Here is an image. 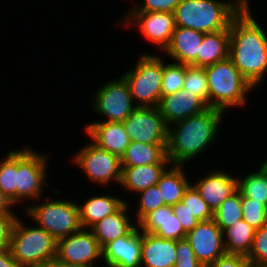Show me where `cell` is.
I'll list each match as a JSON object with an SVG mask.
<instances>
[{
    "label": "cell",
    "mask_w": 267,
    "mask_h": 267,
    "mask_svg": "<svg viewBox=\"0 0 267 267\" xmlns=\"http://www.w3.org/2000/svg\"><path fill=\"white\" fill-rule=\"evenodd\" d=\"M250 3L252 1L229 26V58L246 80L257 88L267 77V32L253 15Z\"/></svg>",
    "instance_id": "6da1fadb"
},
{
    "label": "cell",
    "mask_w": 267,
    "mask_h": 267,
    "mask_svg": "<svg viewBox=\"0 0 267 267\" xmlns=\"http://www.w3.org/2000/svg\"><path fill=\"white\" fill-rule=\"evenodd\" d=\"M129 202L131 201L126 202L117 212L106 216L90 228L102 248L109 242L127 235L137 225L129 214L134 204L131 203L130 206Z\"/></svg>",
    "instance_id": "7402d4cb"
},
{
    "label": "cell",
    "mask_w": 267,
    "mask_h": 267,
    "mask_svg": "<svg viewBox=\"0 0 267 267\" xmlns=\"http://www.w3.org/2000/svg\"><path fill=\"white\" fill-rule=\"evenodd\" d=\"M139 194V195H138ZM136 198H138L135 204L136 207L133 208V217L135 222L138 223L145 215L157 208L164 206L163 197L160 194V190L157 185L151 186L139 193H137ZM136 214V215H135Z\"/></svg>",
    "instance_id": "836d02e7"
},
{
    "label": "cell",
    "mask_w": 267,
    "mask_h": 267,
    "mask_svg": "<svg viewBox=\"0 0 267 267\" xmlns=\"http://www.w3.org/2000/svg\"><path fill=\"white\" fill-rule=\"evenodd\" d=\"M83 129L88 139L98 147L119 157L130 144L123 122H87Z\"/></svg>",
    "instance_id": "e0dca14e"
},
{
    "label": "cell",
    "mask_w": 267,
    "mask_h": 267,
    "mask_svg": "<svg viewBox=\"0 0 267 267\" xmlns=\"http://www.w3.org/2000/svg\"><path fill=\"white\" fill-rule=\"evenodd\" d=\"M241 193L237 190L214 212L216 224L224 232L232 224L242 219Z\"/></svg>",
    "instance_id": "4dcf8cb0"
},
{
    "label": "cell",
    "mask_w": 267,
    "mask_h": 267,
    "mask_svg": "<svg viewBox=\"0 0 267 267\" xmlns=\"http://www.w3.org/2000/svg\"><path fill=\"white\" fill-rule=\"evenodd\" d=\"M58 199L45 195L22 213L26 214L24 217L29 218L28 221L46 230L56 241L82 228L78 202L70 198Z\"/></svg>",
    "instance_id": "52a82bcc"
},
{
    "label": "cell",
    "mask_w": 267,
    "mask_h": 267,
    "mask_svg": "<svg viewBox=\"0 0 267 267\" xmlns=\"http://www.w3.org/2000/svg\"><path fill=\"white\" fill-rule=\"evenodd\" d=\"M251 261L244 255L225 254L217 258L208 267H249Z\"/></svg>",
    "instance_id": "60d3db41"
},
{
    "label": "cell",
    "mask_w": 267,
    "mask_h": 267,
    "mask_svg": "<svg viewBox=\"0 0 267 267\" xmlns=\"http://www.w3.org/2000/svg\"><path fill=\"white\" fill-rule=\"evenodd\" d=\"M89 143V144H88ZM72 164L83 173L87 181L100 188L120 184L122 175L121 157L98 147L92 141L80 147L75 155L70 157ZM115 183V184H114ZM106 185V186H105Z\"/></svg>",
    "instance_id": "9c48e42d"
},
{
    "label": "cell",
    "mask_w": 267,
    "mask_h": 267,
    "mask_svg": "<svg viewBox=\"0 0 267 267\" xmlns=\"http://www.w3.org/2000/svg\"><path fill=\"white\" fill-rule=\"evenodd\" d=\"M55 259L69 264L100 267L103 262L102 247L91 229L81 228L57 241Z\"/></svg>",
    "instance_id": "7c38bea8"
},
{
    "label": "cell",
    "mask_w": 267,
    "mask_h": 267,
    "mask_svg": "<svg viewBox=\"0 0 267 267\" xmlns=\"http://www.w3.org/2000/svg\"><path fill=\"white\" fill-rule=\"evenodd\" d=\"M172 209L186 233L193 230L200 222L193 214L190 213L182 201L173 205Z\"/></svg>",
    "instance_id": "ab89813d"
},
{
    "label": "cell",
    "mask_w": 267,
    "mask_h": 267,
    "mask_svg": "<svg viewBox=\"0 0 267 267\" xmlns=\"http://www.w3.org/2000/svg\"><path fill=\"white\" fill-rule=\"evenodd\" d=\"M204 33L176 26L171 41L162 54L173 62L196 67V58L202 45Z\"/></svg>",
    "instance_id": "d6986e66"
},
{
    "label": "cell",
    "mask_w": 267,
    "mask_h": 267,
    "mask_svg": "<svg viewBox=\"0 0 267 267\" xmlns=\"http://www.w3.org/2000/svg\"><path fill=\"white\" fill-rule=\"evenodd\" d=\"M183 0H142L132 2L125 12H168L173 13L176 6Z\"/></svg>",
    "instance_id": "74e56055"
},
{
    "label": "cell",
    "mask_w": 267,
    "mask_h": 267,
    "mask_svg": "<svg viewBox=\"0 0 267 267\" xmlns=\"http://www.w3.org/2000/svg\"><path fill=\"white\" fill-rule=\"evenodd\" d=\"M103 194L98 192L97 195H92L78 202L80 223L82 228L90 229L98 221L106 216L112 215L117 212L128 200L120 197L119 195L109 194L111 192L102 191Z\"/></svg>",
    "instance_id": "44dd1931"
},
{
    "label": "cell",
    "mask_w": 267,
    "mask_h": 267,
    "mask_svg": "<svg viewBox=\"0 0 267 267\" xmlns=\"http://www.w3.org/2000/svg\"><path fill=\"white\" fill-rule=\"evenodd\" d=\"M256 229L243 219L232 224L224 232V246L226 254L248 256Z\"/></svg>",
    "instance_id": "f1b7e54d"
},
{
    "label": "cell",
    "mask_w": 267,
    "mask_h": 267,
    "mask_svg": "<svg viewBox=\"0 0 267 267\" xmlns=\"http://www.w3.org/2000/svg\"><path fill=\"white\" fill-rule=\"evenodd\" d=\"M120 16L117 25L125 27L132 26L140 32L141 37L151 42L159 52H163L169 45L172 33L176 27L174 13L168 12H125ZM121 22V23H120ZM128 25V26H127Z\"/></svg>",
    "instance_id": "8fae6325"
},
{
    "label": "cell",
    "mask_w": 267,
    "mask_h": 267,
    "mask_svg": "<svg viewBox=\"0 0 267 267\" xmlns=\"http://www.w3.org/2000/svg\"><path fill=\"white\" fill-rule=\"evenodd\" d=\"M176 253L177 261L174 267H205L196 259L186 238L176 241Z\"/></svg>",
    "instance_id": "f35d334b"
},
{
    "label": "cell",
    "mask_w": 267,
    "mask_h": 267,
    "mask_svg": "<svg viewBox=\"0 0 267 267\" xmlns=\"http://www.w3.org/2000/svg\"><path fill=\"white\" fill-rule=\"evenodd\" d=\"M90 98L92 112L103 117L93 122H123L136 108L129 86L122 76L105 82Z\"/></svg>",
    "instance_id": "30bf717a"
},
{
    "label": "cell",
    "mask_w": 267,
    "mask_h": 267,
    "mask_svg": "<svg viewBox=\"0 0 267 267\" xmlns=\"http://www.w3.org/2000/svg\"><path fill=\"white\" fill-rule=\"evenodd\" d=\"M210 170L212 172L206 171L205 175L192 180L191 184L214 213L227 198L238 190L237 176L232 172L229 173L225 168Z\"/></svg>",
    "instance_id": "2e32d148"
},
{
    "label": "cell",
    "mask_w": 267,
    "mask_h": 267,
    "mask_svg": "<svg viewBox=\"0 0 267 267\" xmlns=\"http://www.w3.org/2000/svg\"><path fill=\"white\" fill-rule=\"evenodd\" d=\"M183 89L196 95L209 107V90L205 68L185 65Z\"/></svg>",
    "instance_id": "d6a6232c"
},
{
    "label": "cell",
    "mask_w": 267,
    "mask_h": 267,
    "mask_svg": "<svg viewBox=\"0 0 267 267\" xmlns=\"http://www.w3.org/2000/svg\"><path fill=\"white\" fill-rule=\"evenodd\" d=\"M0 267H20L9 248L0 249Z\"/></svg>",
    "instance_id": "ee69618b"
},
{
    "label": "cell",
    "mask_w": 267,
    "mask_h": 267,
    "mask_svg": "<svg viewBox=\"0 0 267 267\" xmlns=\"http://www.w3.org/2000/svg\"><path fill=\"white\" fill-rule=\"evenodd\" d=\"M31 224L17 216L9 250L20 267H45L56 256L57 241L43 228Z\"/></svg>",
    "instance_id": "5b68a950"
},
{
    "label": "cell",
    "mask_w": 267,
    "mask_h": 267,
    "mask_svg": "<svg viewBox=\"0 0 267 267\" xmlns=\"http://www.w3.org/2000/svg\"><path fill=\"white\" fill-rule=\"evenodd\" d=\"M17 214H0V249L9 248L10 234Z\"/></svg>",
    "instance_id": "b9f144b4"
},
{
    "label": "cell",
    "mask_w": 267,
    "mask_h": 267,
    "mask_svg": "<svg viewBox=\"0 0 267 267\" xmlns=\"http://www.w3.org/2000/svg\"><path fill=\"white\" fill-rule=\"evenodd\" d=\"M167 144H143L130 142L121 156L122 167L149 164H171L166 156Z\"/></svg>",
    "instance_id": "484cf974"
},
{
    "label": "cell",
    "mask_w": 267,
    "mask_h": 267,
    "mask_svg": "<svg viewBox=\"0 0 267 267\" xmlns=\"http://www.w3.org/2000/svg\"><path fill=\"white\" fill-rule=\"evenodd\" d=\"M181 201L199 221H208L214 218V213L192 184L186 189Z\"/></svg>",
    "instance_id": "e575fe53"
},
{
    "label": "cell",
    "mask_w": 267,
    "mask_h": 267,
    "mask_svg": "<svg viewBox=\"0 0 267 267\" xmlns=\"http://www.w3.org/2000/svg\"><path fill=\"white\" fill-rule=\"evenodd\" d=\"M48 158L49 155L33 150L30 146L28 148L25 144L21 149L16 147V207L23 206V208L19 206L21 211L23 209L22 212L33 201L45 197L44 188L49 187L50 183L48 165L51 161Z\"/></svg>",
    "instance_id": "8992f818"
},
{
    "label": "cell",
    "mask_w": 267,
    "mask_h": 267,
    "mask_svg": "<svg viewBox=\"0 0 267 267\" xmlns=\"http://www.w3.org/2000/svg\"><path fill=\"white\" fill-rule=\"evenodd\" d=\"M241 207L242 219L256 230L267 224V207L264 204L241 195Z\"/></svg>",
    "instance_id": "d590c367"
},
{
    "label": "cell",
    "mask_w": 267,
    "mask_h": 267,
    "mask_svg": "<svg viewBox=\"0 0 267 267\" xmlns=\"http://www.w3.org/2000/svg\"><path fill=\"white\" fill-rule=\"evenodd\" d=\"M142 231L136 225L127 235L102 248L103 267H141Z\"/></svg>",
    "instance_id": "9a60e30c"
},
{
    "label": "cell",
    "mask_w": 267,
    "mask_h": 267,
    "mask_svg": "<svg viewBox=\"0 0 267 267\" xmlns=\"http://www.w3.org/2000/svg\"><path fill=\"white\" fill-rule=\"evenodd\" d=\"M247 258L253 265L267 267V224L255 231L253 244Z\"/></svg>",
    "instance_id": "8d00e7d4"
},
{
    "label": "cell",
    "mask_w": 267,
    "mask_h": 267,
    "mask_svg": "<svg viewBox=\"0 0 267 267\" xmlns=\"http://www.w3.org/2000/svg\"><path fill=\"white\" fill-rule=\"evenodd\" d=\"M163 59V80L161 82V97L182 90L185 81V65Z\"/></svg>",
    "instance_id": "1f68e13d"
},
{
    "label": "cell",
    "mask_w": 267,
    "mask_h": 267,
    "mask_svg": "<svg viewBox=\"0 0 267 267\" xmlns=\"http://www.w3.org/2000/svg\"><path fill=\"white\" fill-rule=\"evenodd\" d=\"M185 238L196 259L205 267L226 254L223 231L214 219L200 221L193 230L186 233Z\"/></svg>",
    "instance_id": "5bb4252c"
},
{
    "label": "cell",
    "mask_w": 267,
    "mask_h": 267,
    "mask_svg": "<svg viewBox=\"0 0 267 267\" xmlns=\"http://www.w3.org/2000/svg\"><path fill=\"white\" fill-rule=\"evenodd\" d=\"M256 167L251 170V173L237 176V188L241 195L254 199L267 207V156Z\"/></svg>",
    "instance_id": "83f0119b"
},
{
    "label": "cell",
    "mask_w": 267,
    "mask_h": 267,
    "mask_svg": "<svg viewBox=\"0 0 267 267\" xmlns=\"http://www.w3.org/2000/svg\"><path fill=\"white\" fill-rule=\"evenodd\" d=\"M205 70L210 108H217L227 113L232 108L243 109L249 105L248 100L255 88L239 72L229 57L205 67Z\"/></svg>",
    "instance_id": "277c9868"
},
{
    "label": "cell",
    "mask_w": 267,
    "mask_h": 267,
    "mask_svg": "<svg viewBox=\"0 0 267 267\" xmlns=\"http://www.w3.org/2000/svg\"><path fill=\"white\" fill-rule=\"evenodd\" d=\"M185 171L184 166L170 165L161 175L156 185L165 205L173 206L182 200L186 189L191 184L188 169L187 172Z\"/></svg>",
    "instance_id": "d4e9b609"
},
{
    "label": "cell",
    "mask_w": 267,
    "mask_h": 267,
    "mask_svg": "<svg viewBox=\"0 0 267 267\" xmlns=\"http://www.w3.org/2000/svg\"><path fill=\"white\" fill-rule=\"evenodd\" d=\"M141 53L122 77L127 82L136 107H158L163 80V54Z\"/></svg>",
    "instance_id": "ba28073f"
},
{
    "label": "cell",
    "mask_w": 267,
    "mask_h": 267,
    "mask_svg": "<svg viewBox=\"0 0 267 267\" xmlns=\"http://www.w3.org/2000/svg\"><path fill=\"white\" fill-rule=\"evenodd\" d=\"M45 267H87L79 264H69L62 261H59L57 259H53L50 261Z\"/></svg>",
    "instance_id": "f6af8a7d"
},
{
    "label": "cell",
    "mask_w": 267,
    "mask_h": 267,
    "mask_svg": "<svg viewBox=\"0 0 267 267\" xmlns=\"http://www.w3.org/2000/svg\"><path fill=\"white\" fill-rule=\"evenodd\" d=\"M158 108L165 123L169 126L177 121L197 115L209 107L196 95L182 89L174 94L161 97Z\"/></svg>",
    "instance_id": "ac0fdd59"
},
{
    "label": "cell",
    "mask_w": 267,
    "mask_h": 267,
    "mask_svg": "<svg viewBox=\"0 0 267 267\" xmlns=\"http://www.w3.org/2000/svg\"><path fill=\"white\" fill-rule=\"evenodd\" d=\"M140 231L154 233L155 235L169 240H181L186 237V232L172 206L164 205L145 215L138 223Z\"/></svg>",
    "instance_id": "ffe728a7"
},
{
    "label": "cell",
    "mask_w": 267,
    "mask_h": 267,
    "mask_svg": "<svg viewBox=\"0 0 267 267\" xmlns=\"http://www.w3.org/2000/svg\"><path fill=\"white\" fill-rule=\"evenodd\" d=\"M130 142L167 144L168 125L158 107H136L123 121Z\"/></svg>",
    "instance_id": "4fadbf2b"
},
{
    "label": "cell",
    "mask_w": 267,
    "mask_h": 267,
    "mask_svg": "<svg viewBox=\"0 0 267 267\" xmlns=\"http://www.w3.org/2000/svg\"><path fill=\"white\" fill-rule=\"evenodd\" d=\"M176 241L142 232L141 267H174Z\"/></svg>",
    "instance_id": "603a6c76"
},
{
    "label": "cell",
    "mask_w": 267,
    "mask_h": 267,
    "mask_svg": "<svg viewBox=\"0 0 267 267\" xmlns=\"http://www.w3.org/2000/svg\"><path fill=\"white\" fill-rule=\"evenodd\" d=\"M249 267H266V266H256V265L251 264Z\"/></svg>",
    "instance_id": "bcb514c9"
},
{
    "label": "cell",
    "mask_w": 267,
    "mask_h": 267,
    "mask_svg": "<svg viewBox=\"0 0 267 267\" xmlns=\"http://www.w3.org/2000/svg\"><path fill=\"white\" fill-rule=\"evenodd\" d=\"M0 158V190L16 206V148Z\"/></svg>",
    "instance_id": "f546056e"
},
{
    "label": "cell",
    "mask_w": 267,
    "mask_h": 267,
    "mask_svg": "<svg viewBox=\"0 0 267 267\" xmlns=\"http://www.w3.org/2000/svg\"><path fill=\"white\" fill-rule=\"evenodd\" d=\"M250 0H183L174 10L176 26L204 34L229 29Z\"/></svg>",
    "instance_id": "3957f363"
},
{
    "label": "cell",
    "mask_w": 267,
    "mask_h": 267,
    "mask_svg": "<svg viewBox=\"0 0 267 267\" xmlns=\"http://www.w3.org/2000/svg\"><path fill=\"white\" fill-rule=\"evenodd\" d=\"M171 164H149L144 166L122 167L120 187L123 192L137 194L159 181L161 175Z\"/></svg>",
    "instance_id": "cb8c5ba5"
},
{
    "label": "cell",
    "mask_w": 267,
    "mask_h": 267,
    "mask_svg": "<svg viewBox=\"0 0 267 267\" xmlns=\"http://www.w3.org/2000/svg\"><path fill=\"white\" fill-rule=\"evenodd\" d=\"M15 207L10 199L0 190V214H19L16 211L18 209Z\"/></svg>",
    "instance_id": "7bdbcfd3"
},
{
    "label": "cell",
    "mask_w": 267,
    "mask_h": 267,
    "mask_svg": "<svg viewBox=\"0 0 267 267\" xmlns=\"http://www.w3.org/2000/svg\"><path fill=\"white\" fill-rule=\"evenodd\" d=\"M229 29L206 33L196 58V67L205 68L229 57Z\"/></svg>",
    "instance_id": "4316f807"
},
{
    "label": "cell",
    "mask_w": 267,
    "mask_h": 267,
    "mask_svg": "<svg viewBox=\"0 0 267 267\" xmlns=\"http://www.w3.org/2000/svg\"><path fill=\"white\" fill-rule=\"evenodd\" d=\"M225 114L217 108L209 107L197 115L169 125L166 156L171 165L186 167L189 161H198V157L205 155L203 153L209 151V148L212 150L214 143H218Z\"/></svg>",
    "instance_id": "7a4b0ae2"
}]
</instances>
